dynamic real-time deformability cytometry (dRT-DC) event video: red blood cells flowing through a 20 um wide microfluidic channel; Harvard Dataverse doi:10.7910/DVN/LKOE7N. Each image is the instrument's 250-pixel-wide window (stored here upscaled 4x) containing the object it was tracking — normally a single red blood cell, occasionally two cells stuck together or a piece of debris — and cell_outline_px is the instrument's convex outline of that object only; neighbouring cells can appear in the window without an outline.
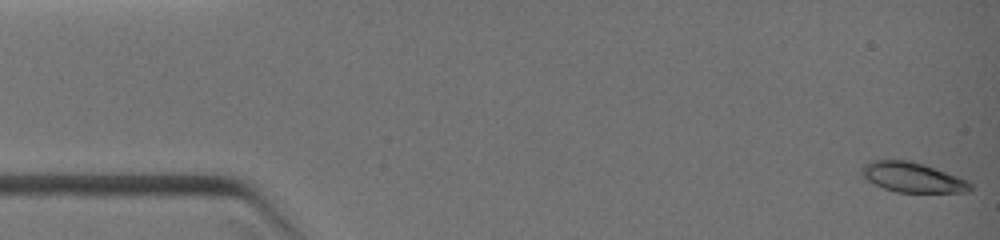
{"species": "common noctule bat (a hibernating species)", "species_latin": "Nyctalus noctula", "temperature_condition": "warm", "stored_images_in_passage": 7, "camera_frame_rate_fps": 3000, "um_per_image_px": 0.085, "animal": {"sex": "female", "body_mass_g": 19.0, "forearm_length_mm": 51.5}, "frame": {"image": 1, "passage_image": 1, "time_ms": 0.0, "image_size_px": [1000, 240], "cell_outline_px": [[972, 188], [968, 192], [896, 192], [884, 188], [860, 176], [860, 168], [864, 164], [872, 160], [912, 160], [924, 164], [968, 180], [972, 184]], "centroid_in_image_um": [77.54, 15.06], "position_along_channel_um": 7.5, "area_um2": 19.02}}
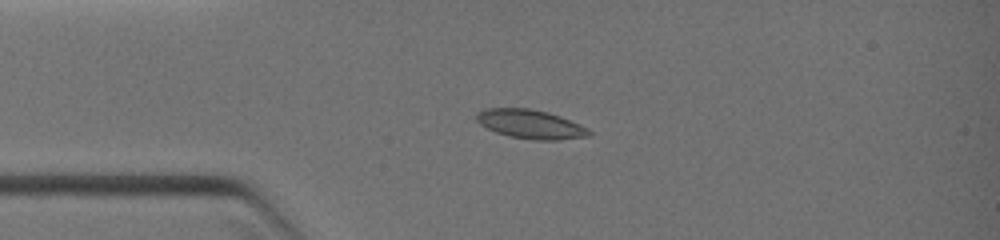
{"frame": {"image": 2, "passage_image": 6, "time_ms": 2.667, "image_size_px": [1000, 240], "cell_outline_px": [[592, 136], [556, 140], [532, 140], [508, 136], [496, 132], [480, 124], [476, 120], [476, 116], [480, 112], [488, 108], [528, 108], [548, 112], [560, 116], [580, 124], [588, 128], [592, 132]], "centroid_in_image_um": [45.14, 10.57], "position_along_channel_um": 39.9, "area_um2": 19.02}}